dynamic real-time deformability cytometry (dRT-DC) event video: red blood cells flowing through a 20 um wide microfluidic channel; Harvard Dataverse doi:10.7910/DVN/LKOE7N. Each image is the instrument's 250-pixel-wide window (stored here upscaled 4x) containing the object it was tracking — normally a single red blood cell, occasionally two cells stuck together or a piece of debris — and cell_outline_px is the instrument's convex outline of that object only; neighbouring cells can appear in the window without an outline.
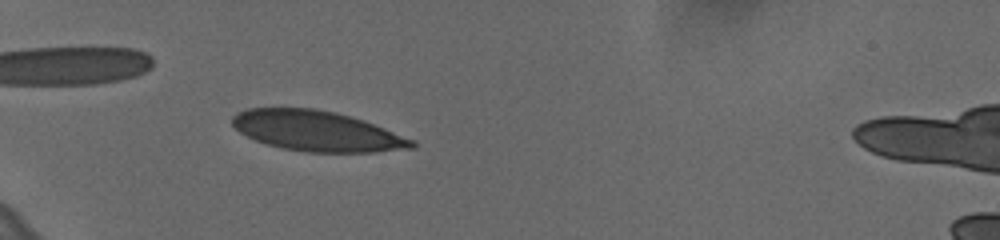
{"species": "human", "species_latin": "Homo sapiens", "temperature_condition": "cold", "stored_images_in_passage": 32, "camera_frame_rate_fps": 3000, "um_per_image_px": 0.085, "donor": {"sex": "female"}, "frame": {"image": 1, "passage_image": 7, "time_ms": 2.0, "image_size_px": [1000, 240], "cell_outline_px": [[416, 148], [372, 152], [308, 152], [284, 148], [268, 144], [256, 140], [240, 132], [232, 124], [232, 116], [236, 112], [248, 108], [316, 108], [364, 120], [416, 140]], "centroid_in_image_um": [26.97, 11.13], "position_along_channel_um": 58.0, "area_um2": 42.02}}
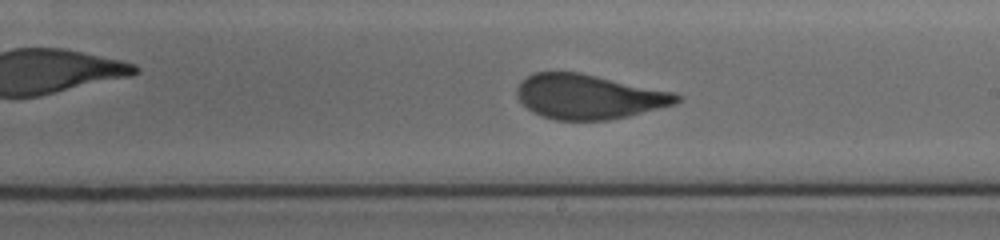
{"frame": {"image": 2, "passage_image": 15, "time_ms": 4.667, "image_size_px": [1000, 240], "cell_outline_px": [[680, 100], [676, 104], [628, 116], [608, 120], [556, 120], [540, 116], [532, 112], [516, 96], [516, 88], [520, 80], [532, 72], [580, 72], [676, 92], [680, 96]], "centroid_in_image_um": [50.03, 8.21], "position_along_channel_um": 239.0, "area_um2": 41.91}}
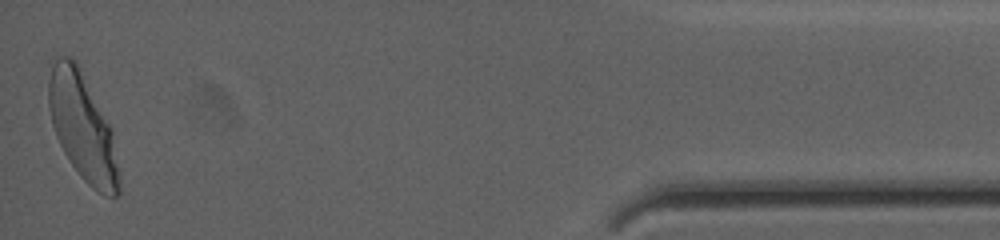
{"frame": {"image": 3, "passage_image": 32, "time_ms": 10.333, "image_size_px": [1000, 240], "cell_outline_px": [[120, 196], [104, 196], [96, 192], [80, 176], [64, 152], [56, 136], [52, 124], [48, 104], [48, 60], [60, 56], [72, 56], [76, 60], [112, 128], [120, 172]], "centroid_in_image_um": [7.01, 10.76], "position_along_channel_um": 428.2, "area_um2": 44.8}}